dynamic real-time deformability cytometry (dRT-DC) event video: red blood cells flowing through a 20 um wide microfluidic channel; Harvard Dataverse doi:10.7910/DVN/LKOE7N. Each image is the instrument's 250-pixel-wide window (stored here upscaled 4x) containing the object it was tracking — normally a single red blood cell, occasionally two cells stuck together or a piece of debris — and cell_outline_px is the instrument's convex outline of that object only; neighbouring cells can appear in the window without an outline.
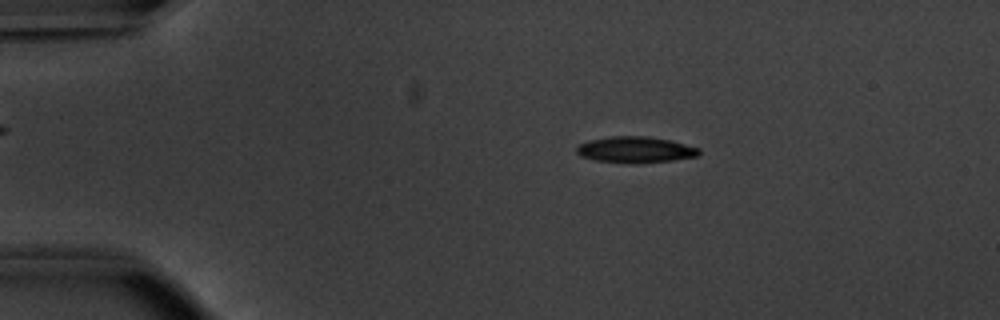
{"species": "common noctule bat (a hibernating species)", "species_latin": "Nyctalus noctula", "temperature_condition": "warm", "stored_images_in_passage": 53, "camera_frame_rate_fps": 3000, "um_per_image_px": 0.085, "animal": {"sex": "male", "body_mass_g": 20.1, "forearm_length_mm": 53.5}, "frame": {"image": 1, "passage_image": 10, "time_ms": 3.0, "image_size_px": [1000, 320], "cell_outline_px": [[700, 156], [672, 160], [636, 164], [632, 164], [596, 160], [580, 156], [576, 152], [576, 148], [580, 144], [592, 140], [612, 136], [648, 136], [668, 140], [700, 148]], "centroid_in_image_um": [54.03, 12.74], "position_along_channel_um": 31.0, "area_um2": 18.61}}
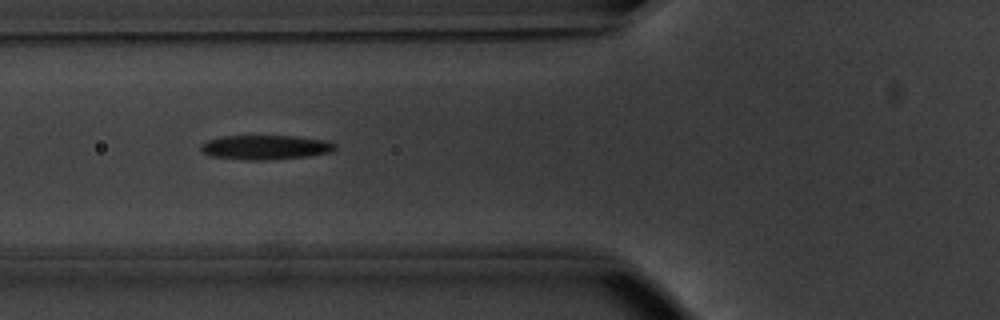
{"frame": {"image": 2, "passage_image": 20, "time_ms": 6.333, "image_size_px": [1000, 320], "cell_outline_px": [[336, 148], [332, 152], [308, 156], [264, 160], [244, 160], [208, 156], [200, 148], [200, 144], [208, 140], [220, 136], [296, 136], [328, 140], [336, 144]], "centroid_in_image_um": [22.56, 12.52], "position_along_channel_um": 103.2, "area_um2": 19.31}}
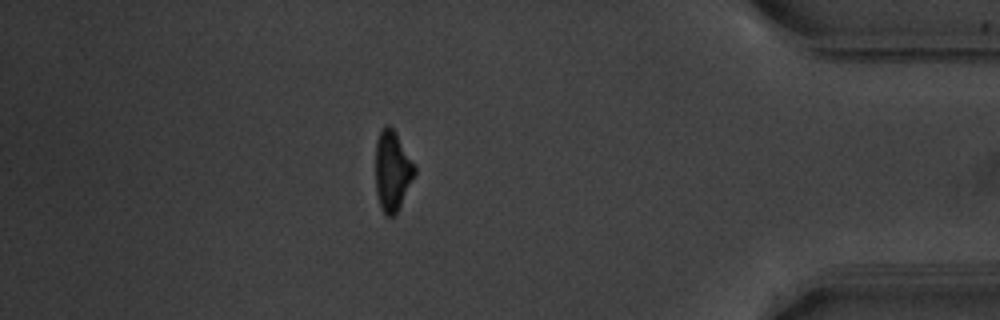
{"frame": {"image": 3, "passage_image": 46, "time_ms": 15.0, "image_size_px": [1000, 320], "cell_outline_px": [[416, 172], [396, 216], [384, 216], [376, 192], [376, 140], [380, 128], [384, 124], [388, 124], [396, 132], [416, 168]], "centroid_in_image_um": [33.34, 14.52], "position_along_channel_um": 401.9, "area_um2": 18.38}, "authors_computed_cell_mechanics": {"area_um2": 18.7272, "velocity_mm_per_s": 3.8505, "shape_relaxation_time_tau1_ms": 3.0868, "shape_relaxation_time_tau2_ms": 8.986, "deformation_change_tau1": 0.1822, "deformation_change_tau2": 0.2127}}